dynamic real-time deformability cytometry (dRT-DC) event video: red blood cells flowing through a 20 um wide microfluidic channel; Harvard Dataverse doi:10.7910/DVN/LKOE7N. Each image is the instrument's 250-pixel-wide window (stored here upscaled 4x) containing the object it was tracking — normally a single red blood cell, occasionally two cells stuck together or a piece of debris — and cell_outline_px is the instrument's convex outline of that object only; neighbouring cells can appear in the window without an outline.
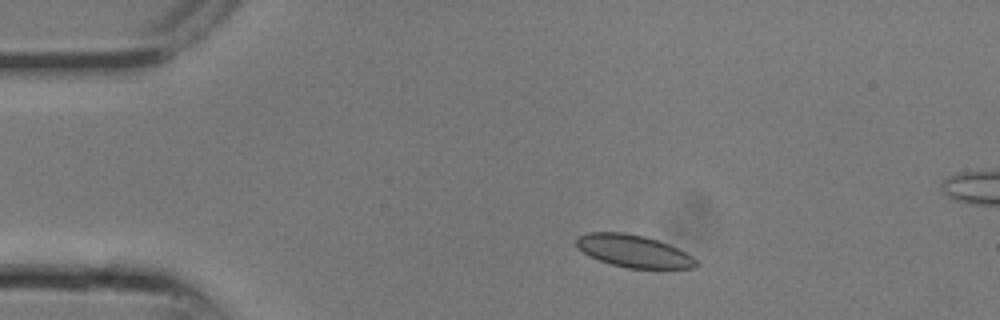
{"species": "common noctule bat (a hibernating species)", "species_latin": "Nyctalus noctula", "temperature_condition": "room temperature", "stored_images_in_passage": 9, "camera_frame_rate_fps": 3000, "um_per_image_px": 0.085, "animal": {"sex": "male", "body_mass_g": 13.3}, "frame": {"image": 1, "passage_image": 3, "time_ms": 0.667, "image_size_px": [1000, 320], "cell_outline_px": [[700, 264], [696, 268], [628, 268], [612, 264], [588, 256], [576, 244], [576, 236], [588, 232], [624, 232], [644, 236], [668, 244], [692, 256]], "centroid_in_image_um": [53.84, 21.34], "position_along_channel_um": 31.2, "area_um2": 22.43}}
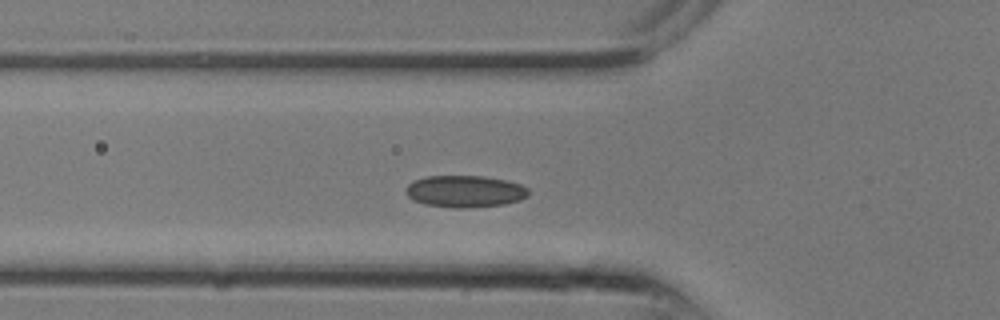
{"frame": {"image": 2, "passage_image": 7, "time_ms": 2.0, "image_size_px": [1000, 320], "cell_outline_px": [[528, 196], [520, 200], [504, 204], [468, 208], [452, 208], [424, 204], [412, 200], [404, 192], [404, 188], [412, 180], [428, 176], [484, 176], [508, 180], [520, 184], [528, 188]], "centroid_in_image_um": [39.49, 16.26], "position_along_channel_um": 86.3, "area_um2": 23.12}}
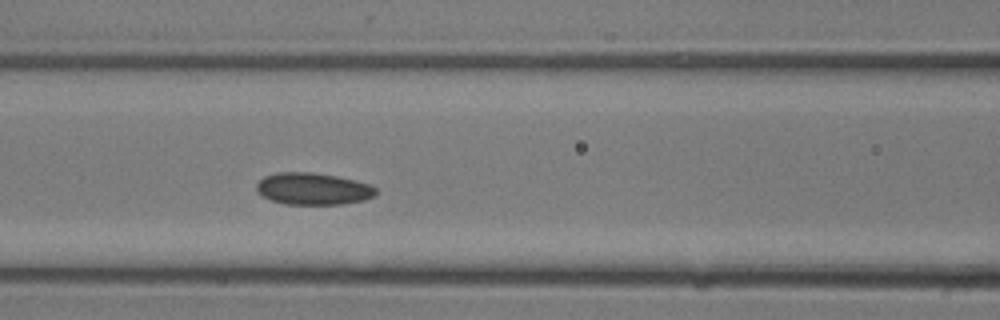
{"frame": {"image": 3, "passage_image": 9, "time_ms": 2.667, "image_size_px": [1000, 320], "cell_outline_px": [[376, 192], [372, 196], [364, 200], [344, 204], [284, 204], [260, 196], [256, 192], [256, 184], [264, 176], [276, 172], [312, 172], [336, 176], [368, 184], [376, 188]], "centroid_in_image_um": [26.54, 16.05], "position_along_channel_um": 140.1, "area_um2": 22.2}}